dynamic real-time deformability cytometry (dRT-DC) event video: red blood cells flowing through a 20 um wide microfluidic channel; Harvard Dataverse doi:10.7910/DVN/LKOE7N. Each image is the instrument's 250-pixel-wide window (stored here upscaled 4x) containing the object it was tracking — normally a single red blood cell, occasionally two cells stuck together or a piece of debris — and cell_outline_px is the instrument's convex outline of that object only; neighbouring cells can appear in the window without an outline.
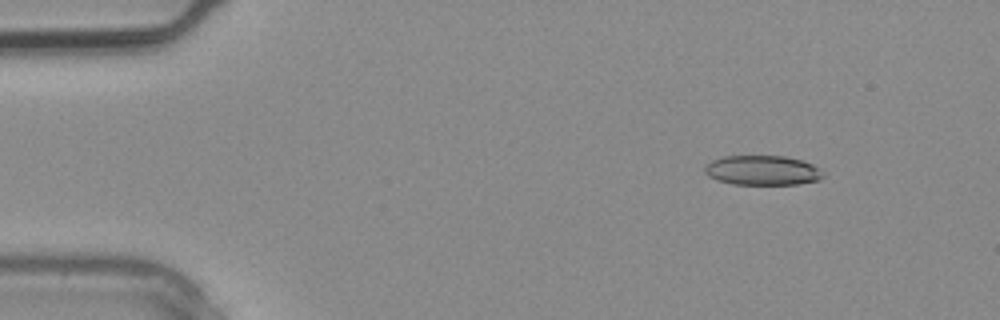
{"species": "common noctule bat (a hibernating species)", "species_latin": "Nyctalus noctula", "temperature_condition": "warm", "stored_images_in_passage": 3, "camera_frame_rate_fps": 3000, "um_per_image_px": 0.085, "animal": {"sex": "male", "body_mass_g": 20.4}, "frame": {"image": 1, "passage_image": 1, "time_ms": 0.0, "image_size_px": [1000, 320], "cell_outline_px": [[824, 176], [820, 180], [796, 184], [732, 184], [716, 180], [708, 176], [704, 172], [704, 168], [712, 160], [724, 156], [784, 156], [800, 160], [812, 164], [820, 168], [824, 172]], "centroid_in_image_um": [64.81, 14.48], "position_along_channel_um": 20.2, "area_um2": 20.52}}
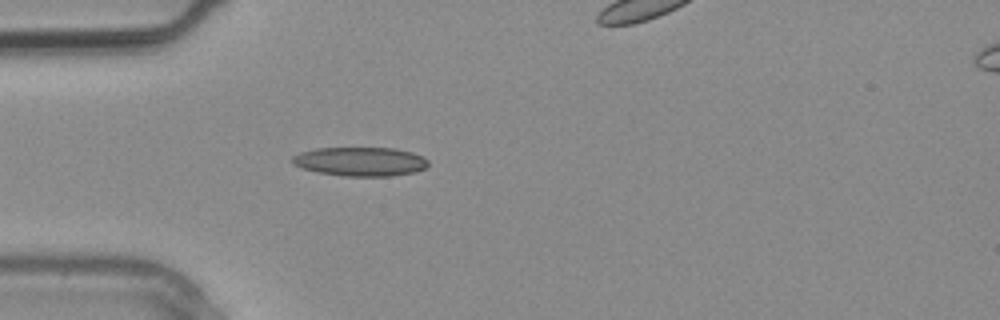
{"frame": {"image": 2, "passage_image": 2, "time_ms": 0.333, "image_size_px": [1000, 320], "cell_outline_px": [[428, 164], [424, 168], [416, 172], [392, 176], [344, 176], [316, 172], [300, 168], [292, 164], [288, 160], [292, 156], [300, 152], [316, 148], [396, 148], [412, 152], [424, 156], [428, 160]], "centroid_in_image_um": [30.59, 13.73], "position_along_channel_um": 54.4, "area_um2": 23.35}}